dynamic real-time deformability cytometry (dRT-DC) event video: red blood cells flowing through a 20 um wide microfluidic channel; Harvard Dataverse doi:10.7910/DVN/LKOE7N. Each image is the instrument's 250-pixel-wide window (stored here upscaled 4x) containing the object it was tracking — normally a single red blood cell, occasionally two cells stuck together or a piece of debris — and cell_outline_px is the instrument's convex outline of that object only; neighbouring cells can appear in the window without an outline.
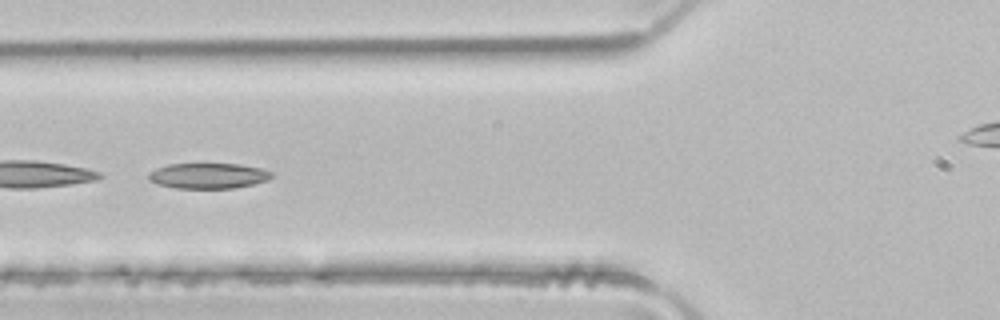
{"species": "common noctule bat (a hibernating species)", "species_latin": "Nyctalus noctula", "temperature_condition": "room temperature", "stored_images_in_passage": 5, "camera_frame_rate_fps": 3000, "um_per_image_px": 0.085, "animal": {"sex": "male", "body_mass_g": 21.5, "forearm_length_mm": 52.0}, "frame": {"image": 1, "passage_image": 5, "time_ms": 1.333, "image_size_px": [1000, 320], "cell_outline_px": [[272, 176], [268, 180], [252, 184], [232, 188], [176, 188], [160, 184], [148, 180], [148, 172], [156, 168], [168, 164], [240, 164], [264, 168], [272, 172]], "centroid_in_image_um": [17.71, 14.93], "position_along_channel_um": 108.1, "area_um2": 18.26}}